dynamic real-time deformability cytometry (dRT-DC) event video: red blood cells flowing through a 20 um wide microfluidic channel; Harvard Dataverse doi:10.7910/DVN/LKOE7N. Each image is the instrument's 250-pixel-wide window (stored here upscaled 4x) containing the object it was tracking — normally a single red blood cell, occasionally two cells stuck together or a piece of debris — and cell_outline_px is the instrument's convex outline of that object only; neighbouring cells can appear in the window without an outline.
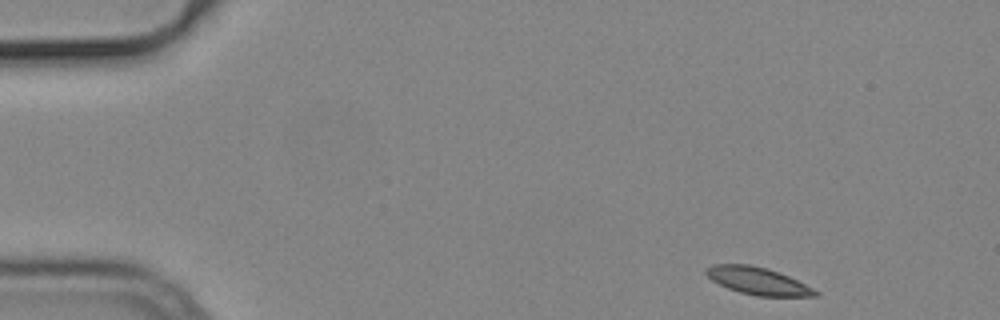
{"species": "common noctule bat (a hibernating species)", "species_latin": "Nyctalus noctula", "temperature_condition": "cold", "stored_images_in_passage": 50, "camera_frame_rate_fps": 3000, "um_per_image_px": 0.085, "animal": {"sex": "male", "body_mass_g": 19.2, "forearm_length_mm": 51.8}, "frame": {"image": 1, "passage_image": 1, "time_ms": 0.0, "image_size_px": [1000, 320], "cell_outline_px": [[820, 296], [756, 296], [740, 292], [728, 288], [712, 280], [704, 272], [704, 268], [712, 264], [752, 264], [768, 268], [780, 272], [820, 292]], "centroid_in_image_um": [64.4, 23.86], "position_along_channel_um": 20.6, "area_um2": 17.46}}
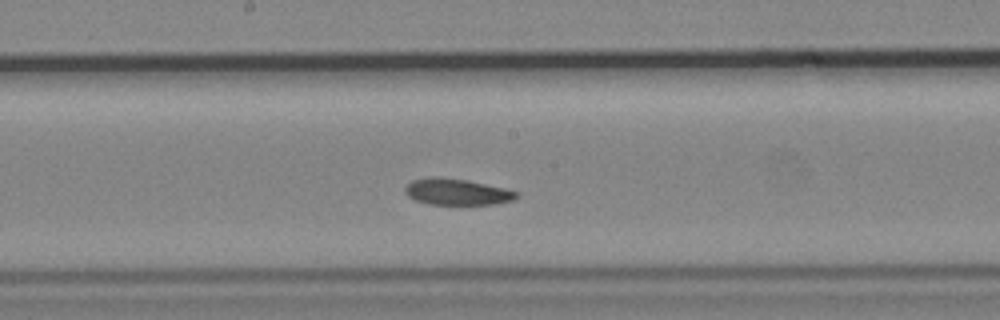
{"frame": {"image": 2, "passage_image": 24, "time_ms": 7.667, "image_size_px": [1000, 320], "cell_outline_px": [[520, 196], [512, 200], [496, 204], [428, 204], [416, 200], [408, 196], [404, 192], [404, 188], [412, 180], [432, 176], [436, 176], [468, 180], [504, 188], [520, 192]], "centroid_in_image_um": [38.84, 16.3], "position_along_channel_um": 209.4, "area_um2": 17.17}}
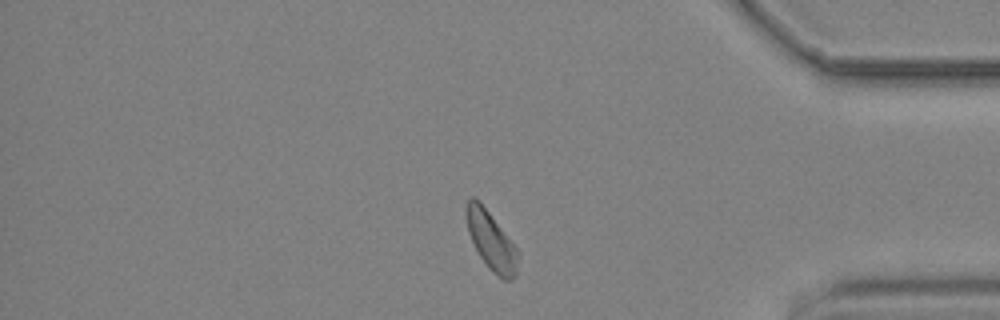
{"frame": {"image": 3, "passage_image": 41, "time_ms": 13.333, "image_size_px": [1000, 320], "cell_outline_px": [[516, 276], [512, 280], [504, 280], [496, 276], [488, 268], [480, 256], [468, 232], [464, 212], [464, 208], [468, 200], [472, 196], [488, 212], [516, 248]], "centroid_in_image_um": [41.7, 20.5], "position_along_channel_um": 393.5, "area_um2": 16.99}, "authors_computed_cell_mechanics": {"area_um2": 17.629, "velocity_mm_per_s": 3.7144, "shape_relaxation_time_tau1_ms": 2.8153, "shape_relaxation_time_tau2_ms": 7.7605, "deformation_change_tau1": 0.0717, "deformation_change_tau2": 0.1241}}